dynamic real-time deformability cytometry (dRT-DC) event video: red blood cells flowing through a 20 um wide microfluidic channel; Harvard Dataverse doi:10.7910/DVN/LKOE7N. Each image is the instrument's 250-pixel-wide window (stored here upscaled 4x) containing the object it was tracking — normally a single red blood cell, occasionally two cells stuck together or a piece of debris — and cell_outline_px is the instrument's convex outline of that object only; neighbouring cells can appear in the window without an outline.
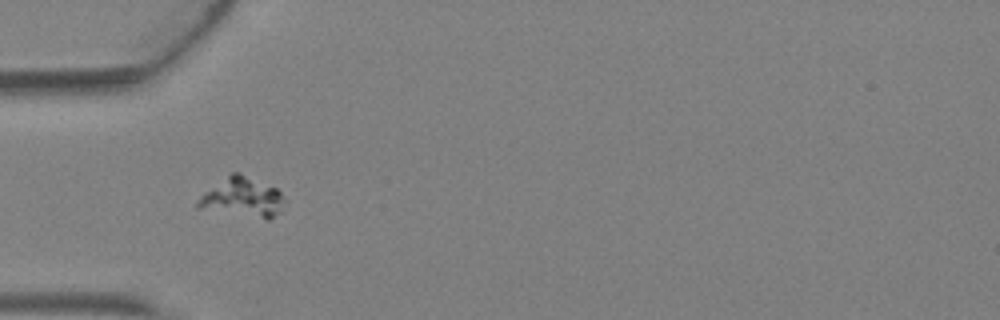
{"species": "Egyptian fruit bat (a non-hibernating species)", "species_latin": "Rousettus aegyptiacus", "temperature_condition": "warm", "stored_images_in_passage": 1, "camera_frame_rate_fps": 3000, "um_per_image_px": 0.085, "animal": {"sex": "female"}, "frame": {"image": 1, "passage_image": 1, "time_ms": 0.0, "image_size_px": [1000, 320], "cell_outline_px": [[288, 200], [284, 212], [268, 220], [196, 208], [196, 204], [200, 196], [204, 192], [232, 172], [240, 172], [276, 188]], "centroid_in_image_um": [20.69, 16.81], "position_along_channel_um": 64.3, "area_um2": 20.46}}